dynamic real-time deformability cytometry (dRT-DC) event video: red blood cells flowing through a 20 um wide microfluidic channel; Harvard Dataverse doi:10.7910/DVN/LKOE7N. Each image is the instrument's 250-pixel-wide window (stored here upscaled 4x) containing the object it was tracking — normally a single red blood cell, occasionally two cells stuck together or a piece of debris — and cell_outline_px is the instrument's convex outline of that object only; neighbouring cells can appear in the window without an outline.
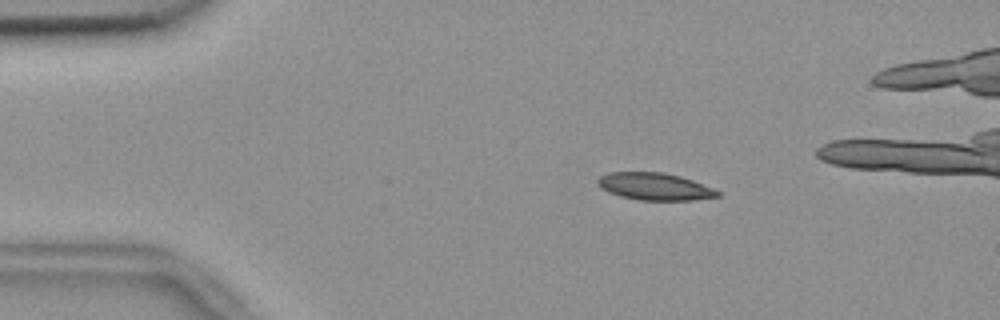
{"species": "common noctule bat (a hibernating species)", "species_latin": "Nyctalus noctula", "temperature_condition": "room temperature", "stored_images_in_passage": 47, "camera_frame_rate_fps": 3000, "um_per_image_px": 0.085, "animal": {"sex": "female", "body_mass_g": 18.4}, "frame": {"image": 1, "passage_image": 1, "time_ms": 0.0, "image_size_px": [1000, 320], "cell_outline_px": [[720, 196], [692, 200], [640, 200], [620, 196], [608, 192], [600, 188], [596, 184], [596, 180], [600, 176], [608, 172], [664, 172], [680, 176], [692, 180], [712, 188], [720, 192]], "centroid_in_image_um": [55.6, 15.85], "position_along_channel_um": 29.4, "area_um2": 19.07}}
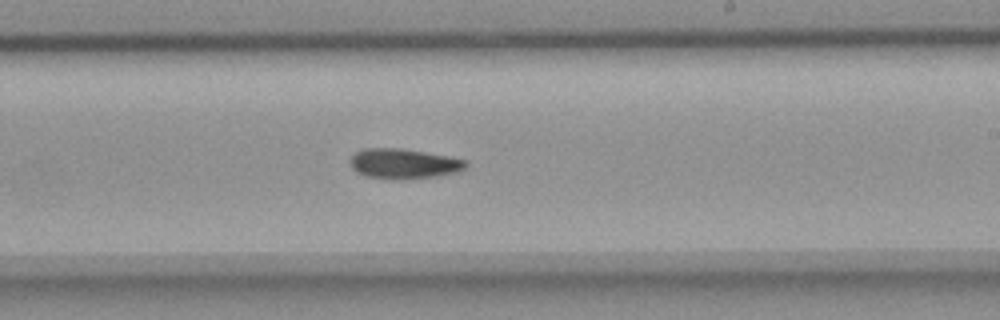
{"frame": {"image": 2, "passage_image": 24, "time_ms": 7.667, "image_size_px": [1000, 320], "cell_outline_px": [[468, 164], [460, 172], [436, 176], [404, 180], [396, 180], [368, 176], [356, 172], [352, 168], [348, 160], [356, 152], [364, 148], [400, 148], [448, 156], [468, 160]], "centroid_in_image_um": [34.32, 13.92], "position_along_channel_um": 254.7, "area_um2": 20.46}}
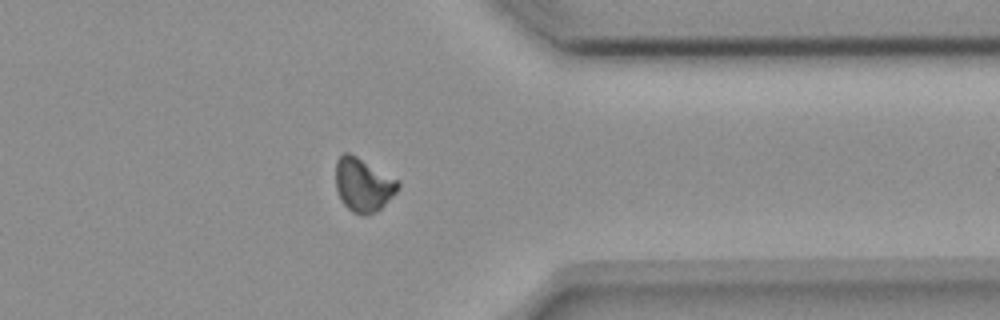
{"frame": {"image": 3, "passage_image": 35, "time_ms": 11.333, "image_size_px": [1000, 320], "cell_outline_px": [[400, 188], [376, 212], [360, 216], [352, 212], [340, 200], [336, 192], [336, 160], [344, 152], [348, 152], [356, 156], [400, 180]], "centroid_in_image_um": [30.86, 15.71], "position_along_channel_um": 380.5, "area_um2": 19.59}, "authors_computed_cell_mechanics": {"area_um2": 19.5942, "velocity_mm_per_s": 3.6498, "shape_relaxation_time_tau1_ms": 7.6717, "shape_relaxation_time_tau2_ms": null, "deformation_change_tau1": 0.1554, "deformation_change_tau2": null}}